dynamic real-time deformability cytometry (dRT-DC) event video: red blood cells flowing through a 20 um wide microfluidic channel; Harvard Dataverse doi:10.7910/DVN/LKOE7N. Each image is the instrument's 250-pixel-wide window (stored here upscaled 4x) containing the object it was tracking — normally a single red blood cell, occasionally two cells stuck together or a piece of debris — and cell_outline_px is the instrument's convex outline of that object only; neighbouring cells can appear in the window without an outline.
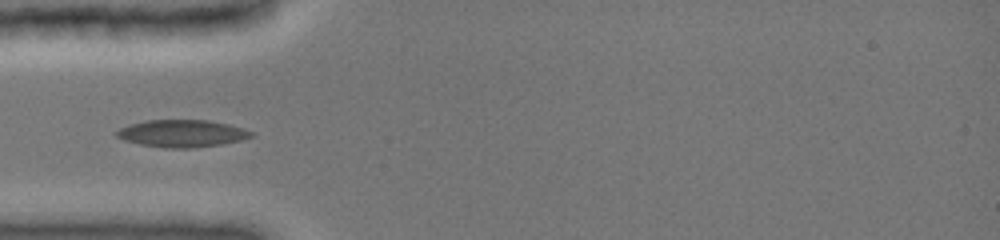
{"species": "common noctule bat (a hibernating species)", "species_latin": "Nyctalus noctula", "temperature_condition": "cold", "stored_images_in_passage": 45, "camera_frame_rate_fps": 3000, "um_per_image_px": 0.085, "animal": {"sex": "female", "body_mass_g": 19.0, "forearm_length_mm": 51.5}, "frame": {"image": 1, "passage_image": 14, "time_ms": 4.333, "image_size_px": [1000, 240], "cell_outline_px": [[256, 136], [240, 140], [220, 144], [192, 148], [164, 148], [140, 144], [124, 140], [116, 136], [112, 132], [128, 124], [144, 120], [208, 120], [228, 124], [244, 128], [252, 132]], "centroid_in_image_um": [15.43, 11.34], "position_along_channel_um": 69.6, "area_um2": 21.56}}
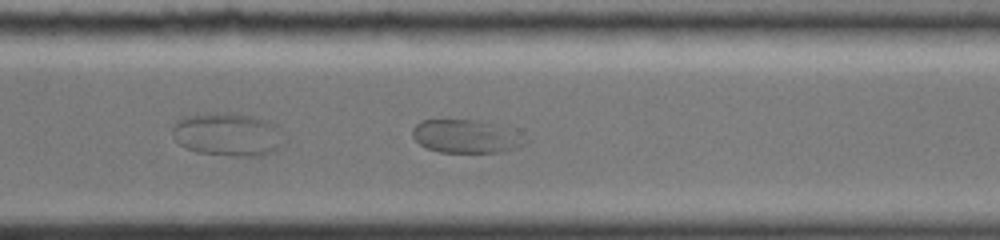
{"frame": {"image": 2, "passage_image": 34, "time_ms": 11.0, "image_size_px": [1000, 240], "cell_outline_px": [[528, 140], [524, 144], [512, 148], [496, 152], [440, 152], [428, 148], [420, 144], [412, 136], [412, 128], [420, 120], [480, 120], [492, 124]], "centroid_in_image_um": [39.48, 11.59], "position_along_channel_um": 331.1, "area_um2": 21.04}}
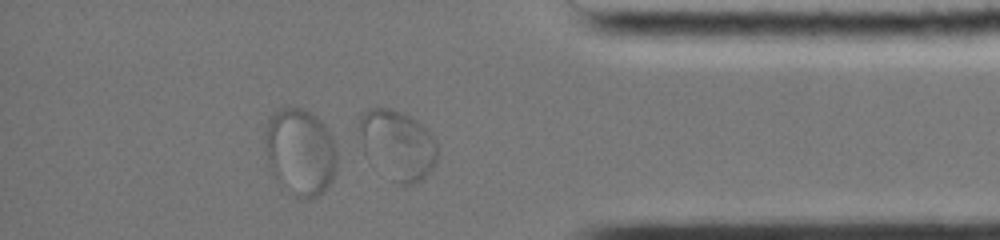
{"frame": {"image": 3, "passage_image": 40, "time_ms": 13.0, "image_size_px": [1000, 240], "cell_outline_px": [[436, 160], [432, 168], [416, 184], [396, 184], [388, 180], [384, 176], [364, 152], [356, 128], [356, 124], [360, 112], [368, 108], [392, 108], [416, 120], [436, 140]], "centroid_in_image_um": [33.7, 12.3], "position_along_channel_um": 401.5, "area_um2": 32.08}}